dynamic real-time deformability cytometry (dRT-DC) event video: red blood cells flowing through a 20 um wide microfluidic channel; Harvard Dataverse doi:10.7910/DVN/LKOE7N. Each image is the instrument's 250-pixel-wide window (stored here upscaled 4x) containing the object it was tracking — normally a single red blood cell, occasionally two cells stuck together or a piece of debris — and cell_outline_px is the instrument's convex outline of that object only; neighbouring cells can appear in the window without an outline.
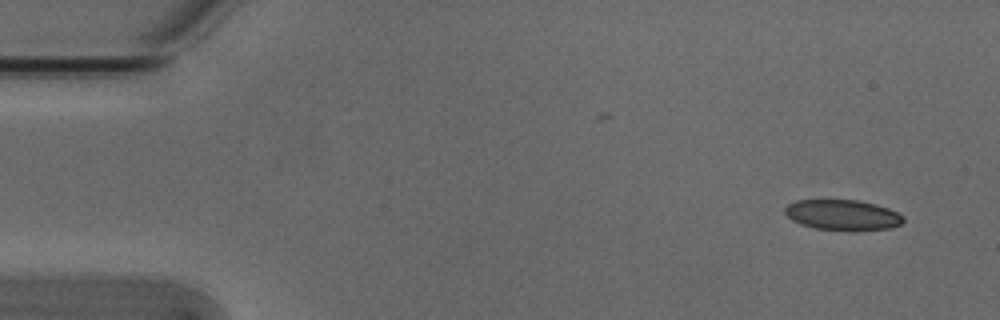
{"species": "Egyptian fruit bat (a non-hibernating species)", "species_latin": "Rousettus aegyptiacus", "temperature_condition": "cold", "stored_images_in_passage": 6, "camera_frame_rate_fps": 3000, "um_per_image_px": 0.085, "animal": {"sex": "male"}, "frame": {"image": 1, "passage_image": 1, "time_ms": 0.0, "image_size_px": [1000, 320], "cell_outline_px": [[904, 220], [900, 224], [892, 228], [856, 232], [848, 232], [816, 228], [800, 224], [792, 220], [784, 212], [784, 208], [788, 204], [796, 200], [860, 200], [876, 204], [888, 208], [904, 216]], "centroid_in_image_um": [71.65, 18.29], "position_along_channel_um": 13.4, "area_um2": 21.5}}
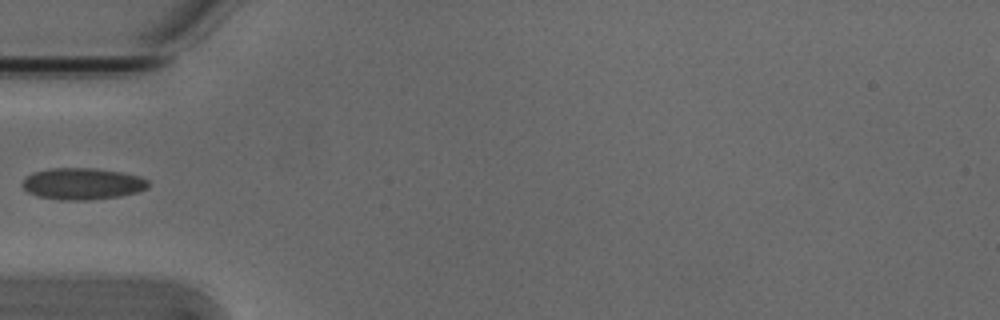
{"frame": {"image": 2, "passage_image": 5, "time_ms": 1.333, "image_size_px": [1000, 320], "cell_outline_px": [[148, 188], [140, 192], [120, 196], [88, 200], [60, 200], [36, 196], [28, 192], [20, 184], [24, 176], [32, 172], [52, 168], [96, 168], [120, 172], [140, 176], [148, 180]], "centroid_in_image_um": [6.98, 15.62], "position_along_channel_um": 78.0, "area_um2": 23.52}}
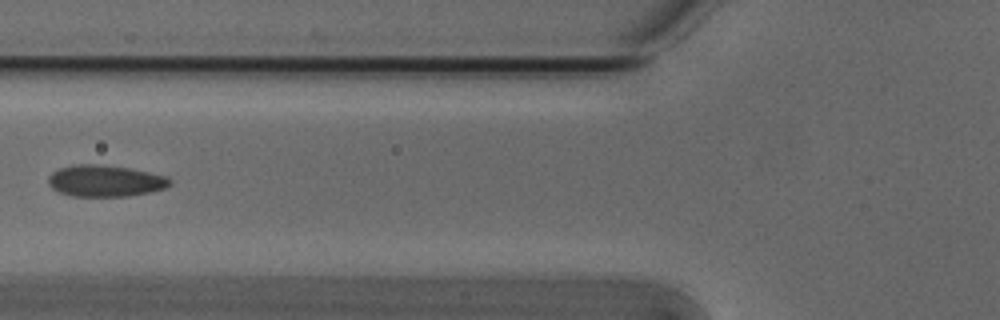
{"frame": {"image": 3, "passage_image": 6, "time_ms": 1.667, "image_size_px": [1000, 320], "cell_outline_px": [[172, 184], [164, 188], [148, 192], [128, 196], [72, 196], [60, 192], [52, 188], [48, 184], [48, 176], [52, 172], [60, 168], [76, 164], [100, 164], [128, 168], [168, 176], [172, 180]], "centroid_in_image_um": [8.94, 15.37], "position_along_channel_um": 116.9, "area_um2": 22.31}}